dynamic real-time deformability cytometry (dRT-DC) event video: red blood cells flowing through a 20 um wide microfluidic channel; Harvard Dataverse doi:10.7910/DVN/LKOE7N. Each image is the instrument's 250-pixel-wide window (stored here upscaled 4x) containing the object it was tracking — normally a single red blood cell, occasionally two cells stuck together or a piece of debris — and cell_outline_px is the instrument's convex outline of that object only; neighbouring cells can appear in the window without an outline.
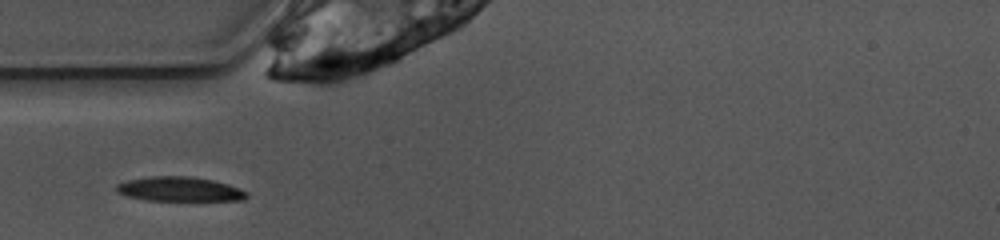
{"species": "common noctule bat (a hibernating species)", "species_latin": "Nyctalus noctula", "temperature_condition": "warm", "stored_images_in_passage": 24, "camera_frame_rate_fps": 3000, "um_per_image_px": 0.085, "animal": {"sex": "female", "body_mass_g": 10.0, "forearm_length_mm": 53.1}, "frame": {"image": 1, "passage_image": 1, "time_ms": 0.0, "image_size_px": [1000, 240], "cell_outline_px": [[248, 196], [244, 200], [148, 200], [128, 196], [116, 192], [116, 184], [128, 180], [152, 176], [188, 176], [212, 180], [228, 184], [240, 188], [248, 192]], "centroid_in_image_um": [15.28, 16.07], "position_along_channel_um": 69.7, "area_um2": 18.44}}
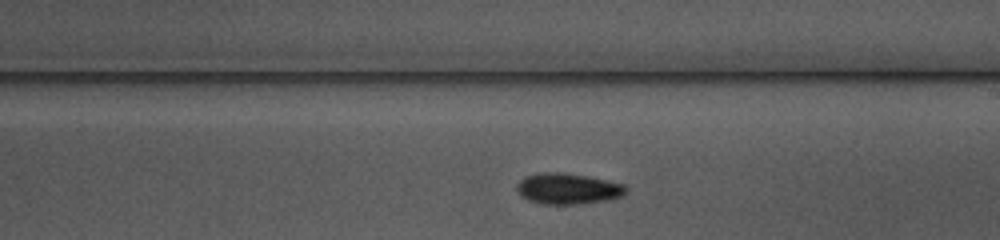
{"frame": {"image": 2, "passage_image": 14, "time_ms": 4.333, "image_size_px": [1000, 240], "cell_outline_px": [[628, 192], [624, 196], [612, 200], [580, 204], [540, 204], [528, 200], [520, 196], [516, 192], [516, 184], [524, 176], [536, 172], [564, 172], [624, 184], [628, 188]], "centroid_in_image_um": [48.25, 16.05], "position_along_channel_um": 240.7, "area_um2": 20.17}}
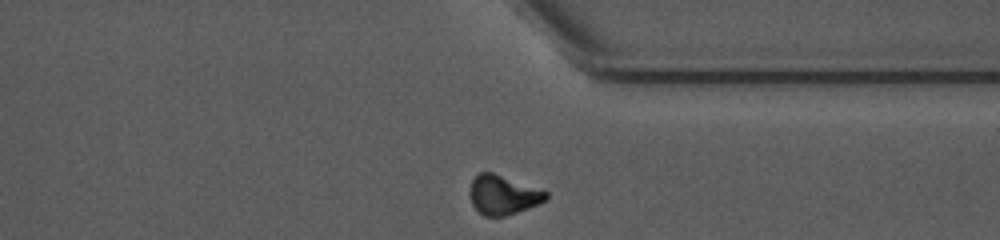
{"frame": {"image": 3, "passage_image": 24, "time_ms": 7.667, "image_size_px": [1000, 240], "cell_outline_px": [[548, 196], [540, 204], [504, 216], [484, 216], [472, 204], [468, 192], [472, 180], [480, 172], [492, 172], [544, 188], [548, 192]], "centroid_in_image_um": [42.79, 16.54], "position_along_channel_um": 368.6, "area_um2": 17.74}}